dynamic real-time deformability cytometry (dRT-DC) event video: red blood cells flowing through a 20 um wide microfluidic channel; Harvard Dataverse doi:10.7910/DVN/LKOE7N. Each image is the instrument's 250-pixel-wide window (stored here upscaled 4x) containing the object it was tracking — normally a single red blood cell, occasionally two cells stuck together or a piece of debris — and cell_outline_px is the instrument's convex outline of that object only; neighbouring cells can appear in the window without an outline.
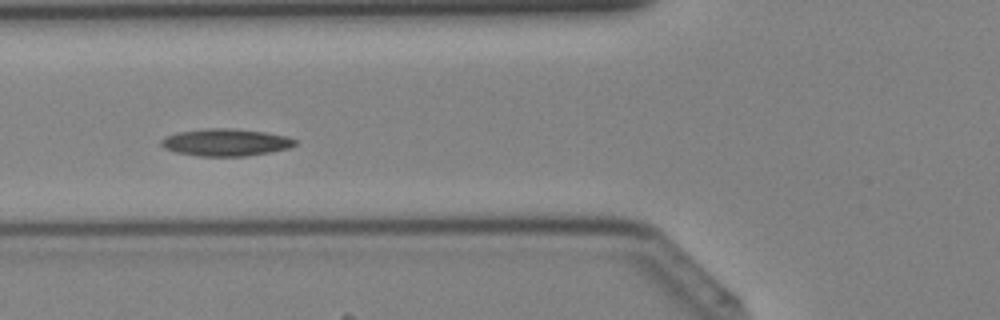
{"species": "Egyptian fruit bat (a non-hibernating species)", "species_latin": "Rousettus aegyptiacus", "temperature_condition": "cold", "stored_images_in_passage": 42, "segment_of_instrument_passage": [1, 2], "camera_frame_rate_fps": 3000, "um_per_image_px": 0.085, "animal": {"sex": "female"}, "frame": {"image": 1, "passage_image": 15, "time_ms": 4.667, "image_size_px": [1000, 320], "cell_outline_px": [[296, 144], [288, 148], [268, 152], [244, 156], [200, 156], [176, 152], [164, 148], [160, 144], [160, 140], [164, 136], [176, 132], [212, 128], [228, 128], [264, 132], [284, 136], [296, 140]], "centroid_in_image_um": [19.12, 12.1], "position_along_channel_um": 106.7, "area_um2": 20.98}}
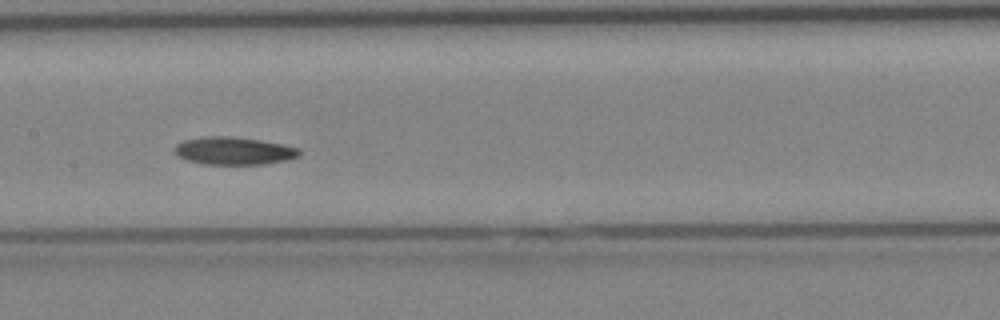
{"frame": {"image": 2, "passage_image": 20, "time_ms": 6.333, "image_size_px": [1000, 320], "cell_outline_px": [[300, 156], [284, 160], [264, 164], [204, 164], [188, 160], [176, 156], [176, 144], [184, 140], [208, 136], [232, 136], [260, 140], [300, 148]], "centroid_in_image_um": [19.87, 12.82], "position_along_channel_um": 187.5, "area_um2": 19.94}}
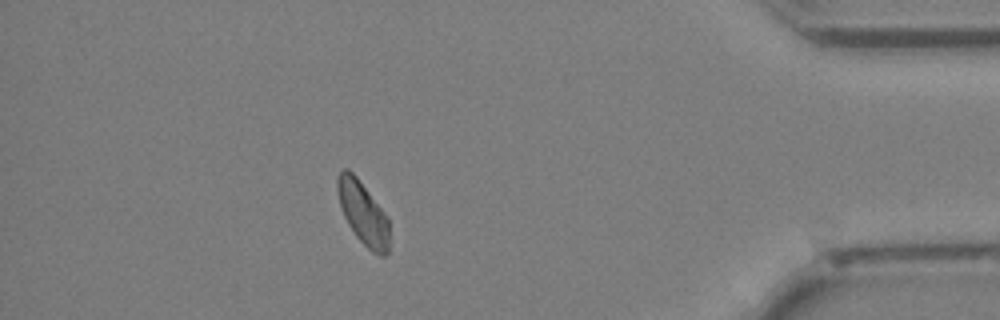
{"frame": {"image": 3, "passage_image": 36, "time_ms": 11.667, "image_size_px": [1000, 320], "cell_outline_px": [[388, 252], [384, 256], [380, 256], [372, 252], [356, 236], [348, 224], [344, 216], [340, 204], [336, 188], [336, 180], [340, 172], [344, 168], [348, 168], [356, 176], [388, 216]], "centroid_in_image_um": [30.85, 18.09], "position_along_channel_um": 404.4, "area_um2": 18.9}}